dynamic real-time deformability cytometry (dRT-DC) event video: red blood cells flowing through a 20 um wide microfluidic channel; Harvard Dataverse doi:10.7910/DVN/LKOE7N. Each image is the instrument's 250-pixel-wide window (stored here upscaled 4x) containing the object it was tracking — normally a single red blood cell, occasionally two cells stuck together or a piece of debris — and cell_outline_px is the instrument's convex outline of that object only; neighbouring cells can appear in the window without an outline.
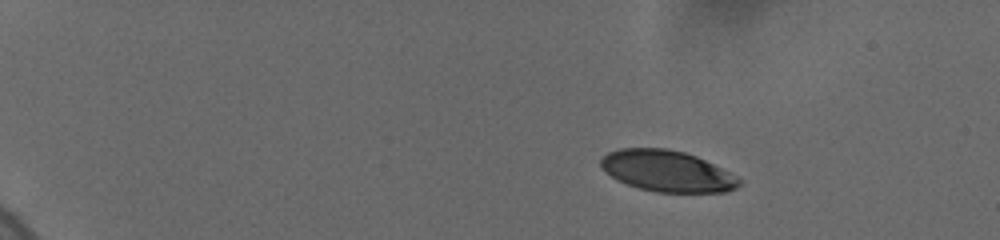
{"species": "human", "species_latin": "Homo sapiens", "temperature_condition": "cold", "stored_images_in_passage": 23, "camera_frame_rate_fps": 3000, "um_per_image_px": 0.085, "donor": {"sex": "female"}, "frame": {"image": 1, "passage_image": 1, "time_ms": 0.0, "image_size_px": [1000, 240], "cell_outline_px": [[744, 180], [736, 188], [724, 192], [656, 192], [640, 188], [628, 184], [612, 176], [600, 164], [600, 160], [608, 152], [620, 148], [668, 148], [684, 152], [696, 156]], "centroid_in_image_um": [56.73, 14.53], "position_along_channel_um": 28.3, "area_um2": 32.77}}
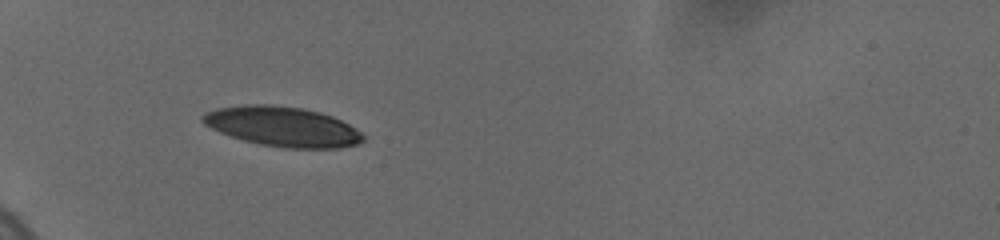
{"frame": {"image": 2, "passage_image": 17, "time_ms": 3.667, "image_size_px": [1000, 240], "cell_outline_px": [[364, 140], [356, 144], [340, 148], [284, 148], [260, 144], [244, 140], [220, 132], [204, 124], [200, 120], [200, 116], [204, 112], [216, 108], [244, 104], [272, 104], [304, 108], [320, 112], [332, 116], [356, 128], [364, 136]], "centroid_in_image_um": [23.99, 10.74], "position_along_channel_um": 61.0, "area_um2": 37.4}}